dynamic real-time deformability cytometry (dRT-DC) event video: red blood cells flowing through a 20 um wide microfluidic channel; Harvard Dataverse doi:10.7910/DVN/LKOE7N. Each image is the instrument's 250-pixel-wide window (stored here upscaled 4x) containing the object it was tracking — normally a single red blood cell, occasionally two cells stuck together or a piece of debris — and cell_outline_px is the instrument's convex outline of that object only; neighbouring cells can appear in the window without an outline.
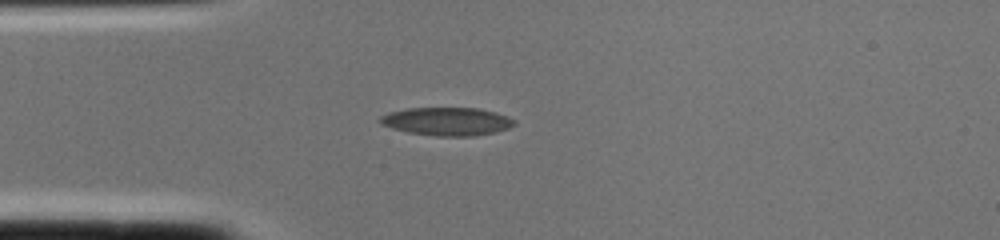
{"species": "common noctule bat (a hibernating species)", "species_latin": "Nyctalus noctula", "temperature_condition": "cold", "stored_images_in_passage": 1, "camera_frame_rate_fps": 3000, "um_per_image_px": 0.085, "animal": {"sex": "female", "body_mass_g": 22.0, "forearm_length_mm": 56.7}, "frame": {"image": 1, "passage_image": 1, "time_ms": 0.0, "image_size_px": [1000, 240], "cell_outline_px": [[516, 124], [508, 128], [496, 132], [472, 136], [436, 136], [408, 132], [392, 128], [380, 124], [376, 120], [380, 116], [388, 112], [408, 108], [476, 108], [496, 112], [508, 116], [516, 120]], "centroid_in_image_um": [37.98, 10.32], "position_along_channel_um": 47.0, "area_um2": 22.2}}